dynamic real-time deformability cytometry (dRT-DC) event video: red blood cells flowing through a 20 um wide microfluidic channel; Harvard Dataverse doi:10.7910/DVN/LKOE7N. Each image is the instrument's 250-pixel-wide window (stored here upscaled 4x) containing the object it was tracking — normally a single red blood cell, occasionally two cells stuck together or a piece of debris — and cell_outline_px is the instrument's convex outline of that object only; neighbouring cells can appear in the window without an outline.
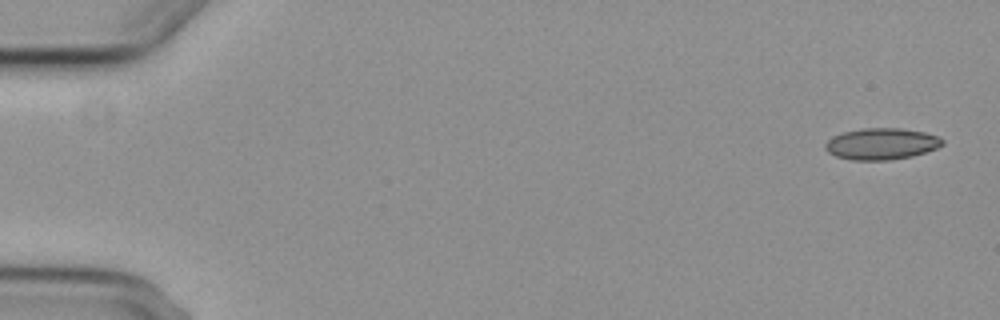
{"species": "common noctule bat (a hibernating species)", "species_latin": "Nyctalus noctula", "temperature_condition": "cold", "stored_images_in_passage": 5, "camera_frame_rate_fps": 3000, "um_per_image_px": 0.085, "animal": {"sex": "female", "body_mass_g": 29.2, "forearm_length_mm": 56.3}, "frame": {"image": 1, "passage_image": 1, "time_ms": 0.0, "image_size_px": [1000, 320], "cell_outline_px": [[944, 144], [936, 148], [912, 156], [888, 160], [852, 160], [836, 156], [828, 152], [824, 148], [824, 144], [832, 136], [844, 132], [864, 128], [900, 128], [924, 132], [940, 136], [944, 140]], "centroid_in_image_um": [74.92, 12.22], "position_along_channel_um": 10.1, "area_um2": 21.5}}
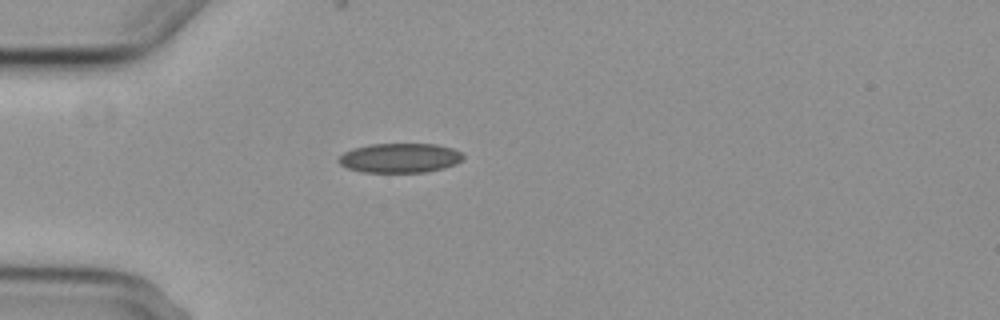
{"frame": {"image": 2, "passage_image": 5, "time_ms": 4.667, "image_size_px": [1000, 320], "cell_outline_px": [[464, 160], [456, 164], [444, 168], [424, 172], [364, 172], [348, 168], [340, 164], [336, 160], [344, 152], [352, 148], [372, 144], [436, 144], [452, 148], [460, 152], [464, 156]], "centroid_in_image_um": [34.0, 13.42], "position_along_channel_um": 51.0, "area_um2": 21.44}}